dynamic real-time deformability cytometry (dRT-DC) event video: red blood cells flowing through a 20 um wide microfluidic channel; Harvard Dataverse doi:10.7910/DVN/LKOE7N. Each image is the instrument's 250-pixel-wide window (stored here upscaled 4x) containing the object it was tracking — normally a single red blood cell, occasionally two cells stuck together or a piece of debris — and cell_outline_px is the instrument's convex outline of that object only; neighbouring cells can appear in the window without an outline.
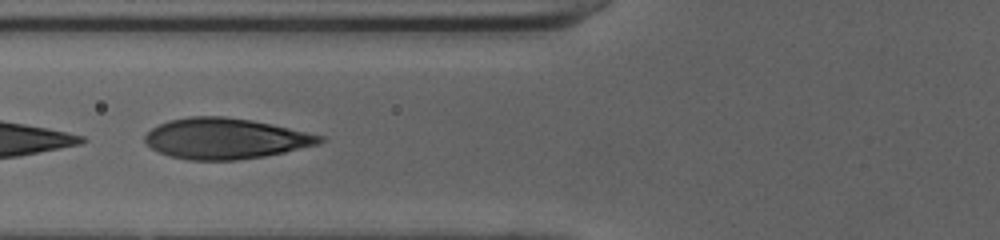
{"species": "human", "species_latin": "Homo sapiens", "temperature_condition": "cold", "stored_images_in_passage": 7, "camera_frame_rate_fps": 3000, "um_per_image_px": 0.085, "donor": {"sex": "female"}, "frame": {"image": 1, "passage_image": 5, "time_ms": 1.333, "image_size_px": [1000, 240], "cell_outline_px": [[324, 140], [320, 144], [284, 152], [264, 156], [240, 160], [188, 160], [168, 156], [152, 148], [144, 140], [144, 136], [152, 128], [168, 120], [188, 116], [224, 116], [252, 120], [272, 124], [324, 136]], "centroid_in_image_um": [19.16, 11.77], "position_along_channel_um": 106.6, "area_um2": 41.56}}